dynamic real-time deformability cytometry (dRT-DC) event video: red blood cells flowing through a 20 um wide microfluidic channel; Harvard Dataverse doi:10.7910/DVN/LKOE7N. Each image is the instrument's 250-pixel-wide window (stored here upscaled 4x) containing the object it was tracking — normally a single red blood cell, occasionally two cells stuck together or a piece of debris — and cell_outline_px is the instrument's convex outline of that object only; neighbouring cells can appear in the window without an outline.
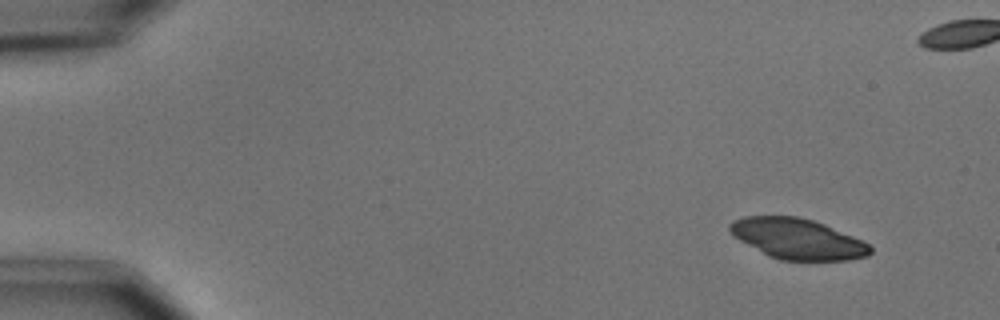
{"species": "common noctule bat (a hibernating species)", "species_latin": "Nyctalus noctula", "temperature_condition": "cold", "stored_images_in_passage": 5, "camera_frame_rate_fps": 3000, "um_per_image_px": 0.085, "animal": {"sex": "male", "body_mass_g": 15.6}, "frame": {"image": 1, "passage_image": 1, "time_ms": 0.0, "image_size_px": [1000, 320], "cell_outline_px": [[872, 252], [868, 256], [848, 260], [780, 260], [768, 256], [740, 240], [728, 228], [728, 224], [732, 220], [744, 216], [796, 216], [812, 220], [824, 224], [852, 236], [868, 244], [872, 248]], "centroid_in_image_um": [67.78, 20.3], "position_along_channel_um": 17.2, "area_um2": 32.89}}